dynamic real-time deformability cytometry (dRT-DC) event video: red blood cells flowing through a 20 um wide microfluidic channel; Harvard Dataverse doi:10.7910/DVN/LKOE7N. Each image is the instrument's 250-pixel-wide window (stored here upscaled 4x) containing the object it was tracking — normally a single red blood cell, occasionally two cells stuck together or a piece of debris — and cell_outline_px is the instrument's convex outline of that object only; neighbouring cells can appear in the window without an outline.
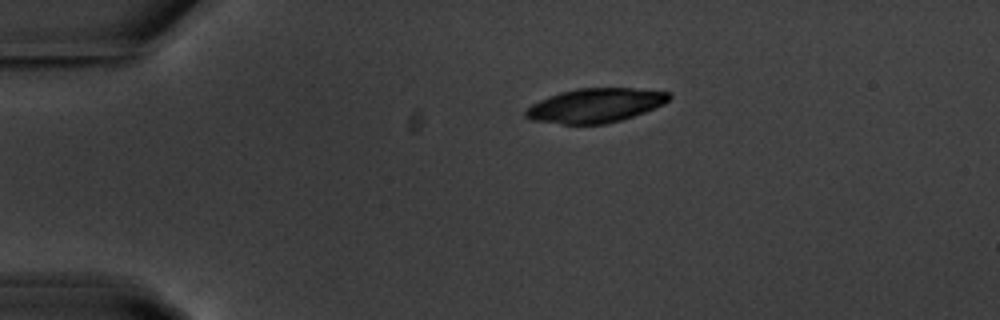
{"species": "common noctule bat (a hibernating species)", "species_latin": "Nyctalus noctula", "temperature_condition": "warm", "stored_images_in_passage": 45, "camera_frame_rate_fps": 3000, "um_per_image_px": 0.085, "animal": {"sex": "male", "body_mass_g": 20.1, "forearm_length_mm": 53.5}, "frame": {"image": 1, "passage_image": 1, "time_ms": 0.0, "image_size_px": [1000, 320], "cell_outline_px": [[672, 96], [664, 104], [644, 112], [620, 120], [604, 124], [564, 124], [532, 120], [524, 116], [524, 112], [532, 104], [548, 96], [560, 92], [576, 88], [632, 88], [668, 92]], "centroid_in_image_um": [50.59, 8.96], "position_along_channel_um": 34.4, "area_um2": 28.38}}
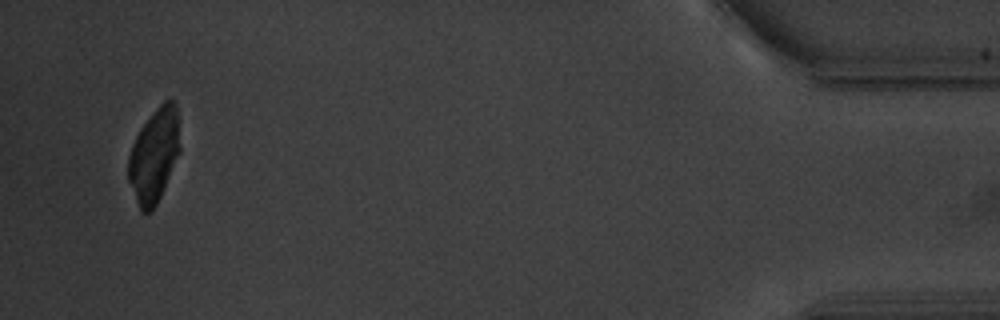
{"frame": {"image": 2, "passage_image": 43, "time_ms": 14.0, "image_size_px": [1000, 320], "cell_outline_px": [[180, 152], [160, 196], [156, 204], [148, 212], [140, 212], [128, 180], [128, 156], [132, 144], [140, 128], [156, 108], [164, 100], [176, 100], [180, 148]], "centroid_in_image_um": [13.09, 13.18], "position_along_channel_um": 422.1, "area_um2": 28.09}}